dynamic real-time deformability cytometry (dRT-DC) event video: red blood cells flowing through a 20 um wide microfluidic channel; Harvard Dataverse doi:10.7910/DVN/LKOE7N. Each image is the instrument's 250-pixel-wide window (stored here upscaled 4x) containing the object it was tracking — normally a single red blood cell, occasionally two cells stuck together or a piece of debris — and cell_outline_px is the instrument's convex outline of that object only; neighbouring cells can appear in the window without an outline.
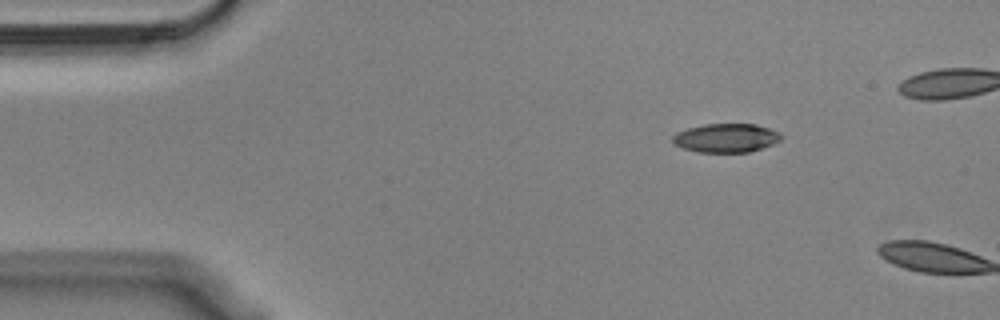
{"species": "Egyptian fruit bat (a non-hibernating species)", "species_latin": "Rousettus aegyptiacus", "temperature_condition": "cold", "stored_images_in_passage": 3, "camera_frame_rate_fps": 3000, "um_per_image_px": 0.085, "animal": {"sex": "male"}, "frame": {"image": 1, "passage_image": 1, "time_ms": 0.0, "image_size_px": [1000, 320], "cell_outline_px": [[784, 136], [780, 140], [772, 144], [748, 152], [696, 152], [672, 144], [672, 136], [676, 132], [688, 128], [704, 124], [756, 124], [780, 132]], "centroid_in_image_um": [61.7, 11.72], "position_along_channel_um": 23.3, "area_um2": 18.26}}